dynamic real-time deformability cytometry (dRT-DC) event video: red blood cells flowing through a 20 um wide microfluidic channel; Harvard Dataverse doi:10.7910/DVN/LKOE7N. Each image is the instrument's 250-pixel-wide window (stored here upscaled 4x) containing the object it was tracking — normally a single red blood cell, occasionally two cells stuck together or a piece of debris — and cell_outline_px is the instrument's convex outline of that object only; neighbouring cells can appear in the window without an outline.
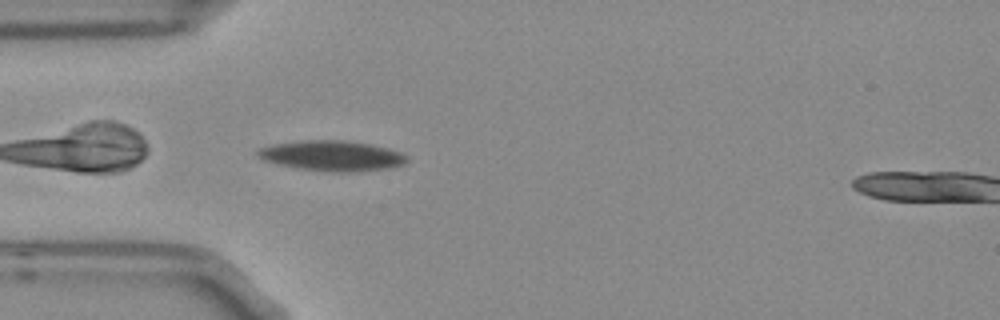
{"species": "Egyptian fruit bat (a non-hibernating species)", "species_latin": "Rousettus aegyptiacus", "temperature_condition": "room temperature", "stored_images_in_passage": 2, "segment_of_instrument_passage": [1, 2], "camera_frame_rate_fps": 3000, "um_per_image_px": 0.085, "frame": {"image": 1, "passage_image": 1, "time_ms": 0.0, "image_size_px": [1000, 320], "cell_outline_px": [[408, 160], [404, 164], [388, 168], [344, 172], [336, 172], [300, 168], [280, 164], [264, 160], [256, 156], [256, 152], [260, 148], [276, 144], [300, 140], [348, 140], [372, 144], [388, 148], [400, 152], [408, 156]], "centroid_in_image_um": [28.25, 13.22], "position_along_channel_um": 56.8, "area_um2": 26.13}}